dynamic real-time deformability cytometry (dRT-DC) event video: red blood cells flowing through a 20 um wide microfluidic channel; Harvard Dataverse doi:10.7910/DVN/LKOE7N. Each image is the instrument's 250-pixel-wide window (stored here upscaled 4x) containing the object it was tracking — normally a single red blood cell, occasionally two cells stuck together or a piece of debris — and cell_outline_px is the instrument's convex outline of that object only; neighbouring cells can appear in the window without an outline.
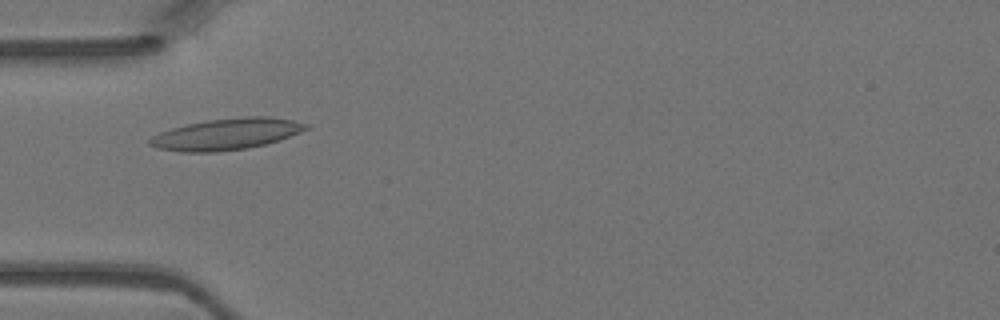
{"species": "Egyptian fruit bat (a non-hibernating species)", "species_latin": "Rousettus aegyptiacus", "temperature_condition": "warm", "stored_images_in_passage": 4, "camera_frame_rate_fps": 3000, "um_per_image_px": 0.085, "animal": {"sex": "female"}, "frame": {"image": 1, "passage_image": 4, "time_ms": 1.0, "image_size_px": [1000, 320], "cell_outline_px": [[312, 128], [280, 140], [248, 148], [216, 152], [180, 152], [156, 148], [148, 144], [148, 140], [152, 136], [160, 132], [172, 128], [188, 124], [208, 120], [244, 116], [268, 116], [292, 120], [312, 124]], "centroid_in_image_um": [19.29, 11.4], "position_along_channel_um": 65.7, "area_um2": 28.84}}